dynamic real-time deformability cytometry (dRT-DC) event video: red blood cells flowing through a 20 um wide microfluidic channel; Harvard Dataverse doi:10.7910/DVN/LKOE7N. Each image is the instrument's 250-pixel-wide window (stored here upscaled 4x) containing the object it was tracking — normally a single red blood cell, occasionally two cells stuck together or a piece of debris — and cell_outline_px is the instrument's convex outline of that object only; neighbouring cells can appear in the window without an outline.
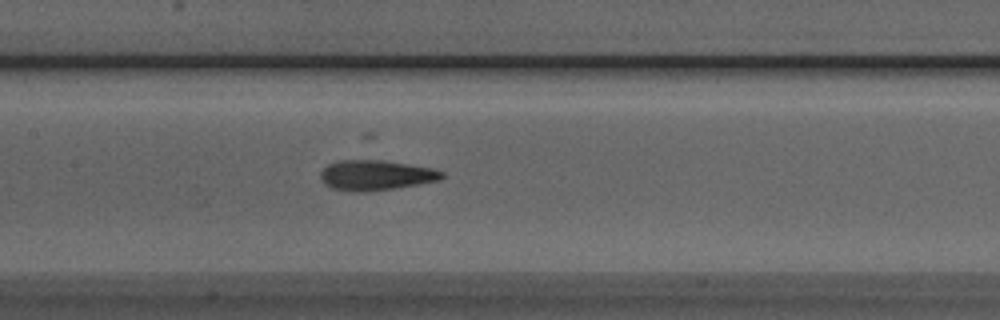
{"species": "Egyptian fruit bat (a non-hibernating species)", "species_latin": "Rousettus aegyptiacus", "temperature_condition": "room temperature", "stored_images_in_passage": 45, "camera_frame_rate_fps": 3000, "um_per_image_px": 0.085, "animal": {"sex": "male"}, "frame": {"image": 1, "passage_image": 24, "time_ms": 7.667, "image_size_px": [1000, 320], "cell_outline_px": [[444, 176], [440, 180], [396, 188], [368, 192], [352, 192], [332, 188], [324, 184], [320, 180], [320, 172], [328, 164], [340, 160], [384, 160], [432, 168], [444, 172]], "centroid_in_image_um": [31.92, 14.9], "position_along_channel_um": 175.5, "area_um2": 21.5}}
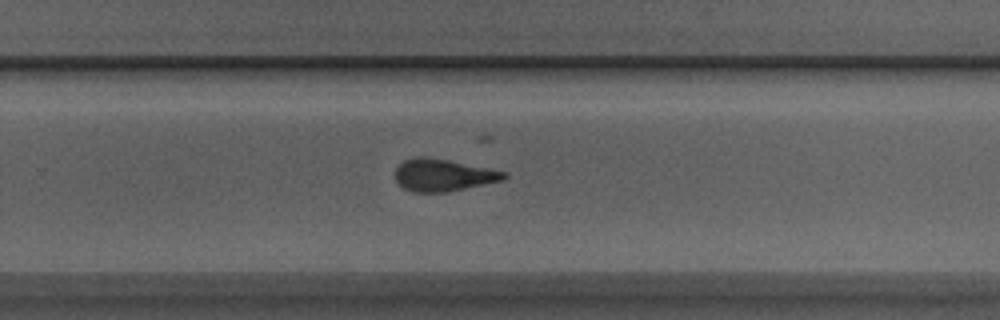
{"frame": {"image": 2, "passage_image": 33, "time_ms": 10.667, "image_size_px": [1000, 320], "cell_outline_px": [[508, 176], [504, 180], [448, 192], [412, 192], [404, 188], [396, 180], [396, 168], [404, 160], [412, 156], [424, 156], [448, 160], [508, 172]], "centroid_in_image_um": [37.68, 14.88], "position_along_channel_um": 292.1, "area_um2": 20.46}}
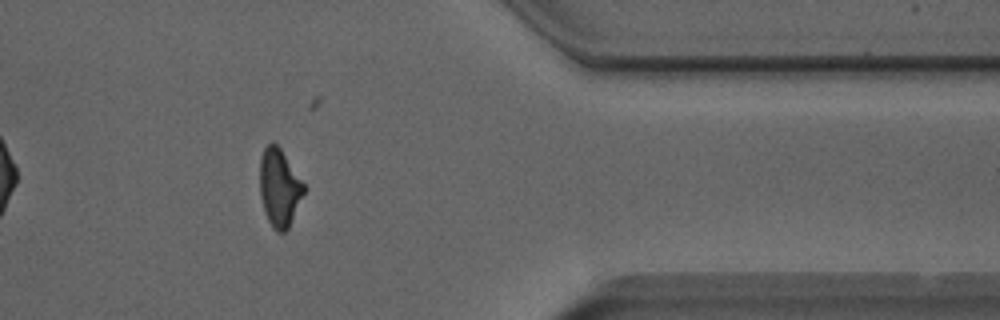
{"frame": {"image": 3, "passage_image": 42, "time_ms": 13.667, "image_size_px": [1000, 320], "cell_outline_px": [[308, 188], [288, 228], [284, 232], [276, 232], [272, 228], [264, 212], [260, 196], [260, 156], [264, 148], [272, 140], [280, 148]], "centroid_in_image_um": [23.76, 15.96], "position_along_channel_um": 387.6, "area_um2": 20.35}, "authors_computed_cell_mechanics": {"area_um2": 20.6346, "velocity_mm_per_s": 3.9047, "shape_relaxation_time_tau1_ms": 10.3402, "shape_relaxation_time_tau2_ms": 2.5748, "deformation_change_tau1": 0.2701, "deformation_change_tau2": 0.1093}}